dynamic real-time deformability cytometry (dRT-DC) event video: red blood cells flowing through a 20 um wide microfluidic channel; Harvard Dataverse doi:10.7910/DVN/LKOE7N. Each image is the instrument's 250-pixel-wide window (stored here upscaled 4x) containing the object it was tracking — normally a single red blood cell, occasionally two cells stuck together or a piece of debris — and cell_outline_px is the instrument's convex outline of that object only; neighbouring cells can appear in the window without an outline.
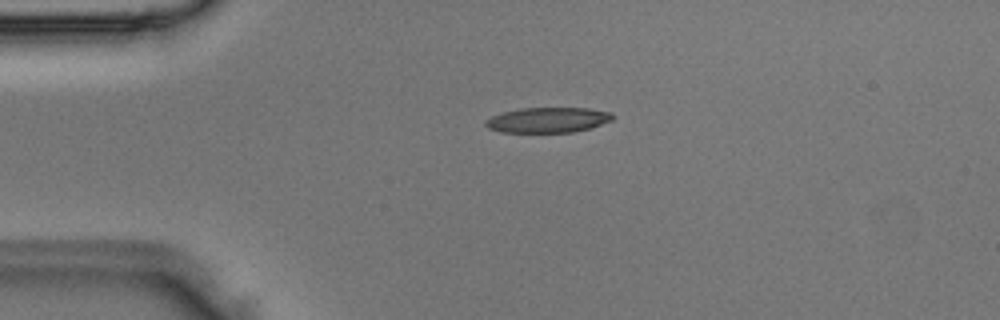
{"species": "Egyptian fruit bat (a non-hibernating species)", "species_latin": "Rousettus aegyptiacus", "temperature_condition": "room temperature", "stored_images_in_passage": 4, "camera_frame_rate_fps": 3000, "um_per_image_px": 0.085, "animal": {"sex": "male"}, "frame": {"image": 1, "passage_image": 3, "time_ms": 0.667, "image_size_px": [1000, 320], "cell_outline_px": [[616, 116], [612, 120], [588, 128], [572, 132], [500, 132], [488, 128], [484, 124], [484, 120], [492, 116], [504, 112], [520, 108], [588, 108], [612, 112]], "centroid_in_image_um": [46.56, 10.19], "position_along_channel_um": 38.4, "area_um2": 18.67}}